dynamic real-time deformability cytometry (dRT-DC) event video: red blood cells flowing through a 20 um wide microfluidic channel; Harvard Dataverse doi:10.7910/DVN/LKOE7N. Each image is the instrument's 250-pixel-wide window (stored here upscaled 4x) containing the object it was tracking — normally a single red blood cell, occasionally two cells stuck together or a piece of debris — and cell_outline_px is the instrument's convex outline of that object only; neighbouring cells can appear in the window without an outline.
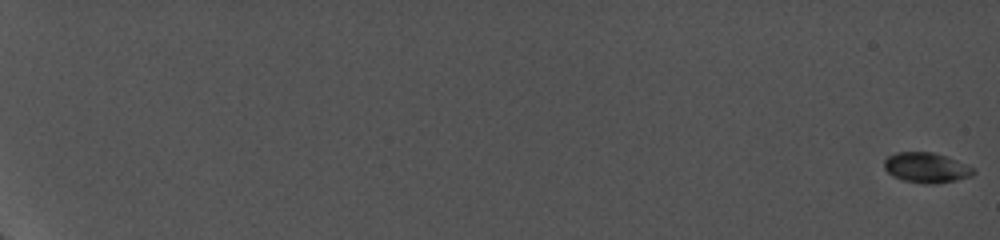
{"species": "common noctule bat (a hibernating species)", "species_latin": "Nyctalus noctula", "temperature_condition": "cold", "stored_images_in_passage": 27, "camera_frame_rate_fps": 5000, "um_per_image_px": 0.085, "animal": {"sex": "female", "body_mass_g": 19.0, "forearm_length_mm": 56.7}, "frame": {"image": 1, "passage_image": 1, "time_ms": 0.0, "image_size_px": [1000, 240], "cell_outline_px": [[976, 172], [972, 176], [956, 180], [936, 184], [924, 184], [904, 180], [892, 176], [884, 168], [884, 160], [888, 156], [896, 152], [932, 152], [948, 156], [976, 168]], "centroid_in_image_um": [78.77, 14.25], "position_along_channel_um": 6.2, "area_um2": 15.95}}
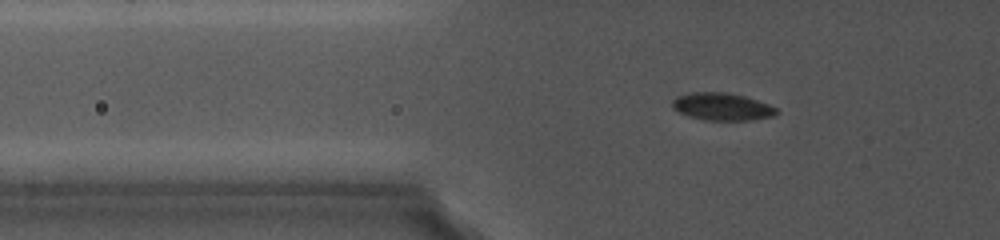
{"frame": {"image": 2, "passage_image": 14, "time_ms": 8.4, "image_size_px": [1000, 240], "cell_outline_px": [[780, 112], [776, 116], [748, 120], [708, 120], [688, 116], [672, 108], [672, 100], [676, 96], [692, 92], [728, 92], [744, 96], [768, 104], [776, 108]], "centroid_in_image_um": [61.38, 9.06], "position_along_channel_um": 64.4, "area_um2": 16.7}}
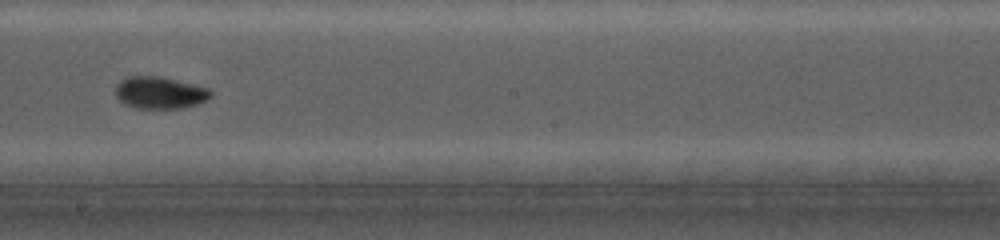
{"frame": {"image": 3, "passage_image": 25, "time_ms": 13.4, "image_size_px": [1000, 240], "cell_outline_px": [[212, 96], [196, 104], [184, 108], [136, 108], [124, 104], [116, 96], [116, 84], [120, 80], [128, 76], [156, 76], [176, 80], [208, 88], [212, 92]], "centroid_in_image_um": [13.55, 7.88], "position_along_channel_um": 234.6, "area_um2": 17.63}}